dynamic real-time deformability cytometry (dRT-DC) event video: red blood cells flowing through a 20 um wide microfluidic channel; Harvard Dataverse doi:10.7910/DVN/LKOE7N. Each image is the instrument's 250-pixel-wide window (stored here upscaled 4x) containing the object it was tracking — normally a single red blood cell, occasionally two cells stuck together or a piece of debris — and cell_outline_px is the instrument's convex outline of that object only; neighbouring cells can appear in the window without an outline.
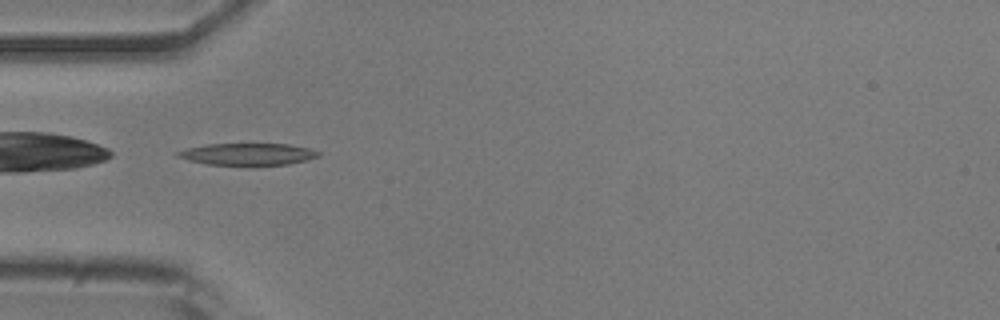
{"species": "common noctule bat (a hibernating species)", "species_latin": "Nyctalus noctula", "temperature_condition": "room temperature", "stored_images_in_passage": 32, "camera_frame_rate_fps": 3000, "um_per_image_px": 0.085, "animal": {"sex": "male", "body_mass_g": 20.5, "forearm_length_mm": 52.5}, "frame": {"image": 1, "passage_image": 1, "time_ms": 0.0, "image_size_px": [1000, 320], "cell_outline_px": [[320, 156], [308, 160], [288, 164], [204, 164], [188, 160], [176, 156], [172, 152], [188, 148], [208, 144], [288, 144], [308, 148], [320, 152]], "centroid_in_image_um": [21.03, 13.09], "position_along_channel_um": 64.0, "area_um2": 17.74}}
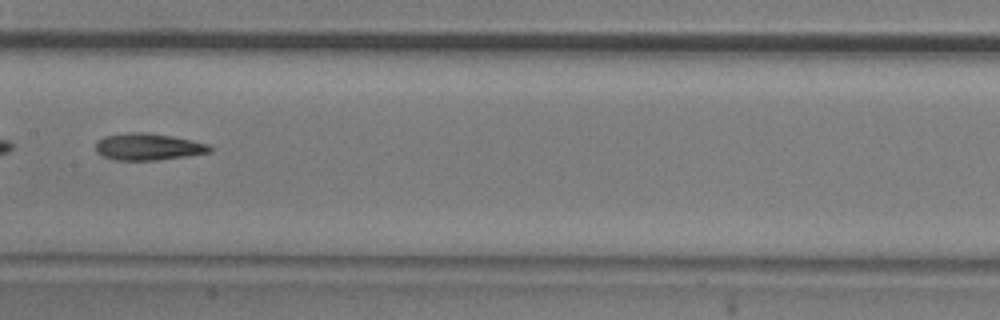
{"frame": {"image": 2, "passage_image": 11, "time_ms": 3.333, "image_size_px": [1000, 320], "cell_outline_px": [[212, 152], [156, 160], [112, 160], [100, 156], [96, 152], [96, 140], [104, 136], [128, 132], [148, 132], [172, 136], [208, 144], [212, 148]], "centroid_in_image_um": [12.53, 12.47], "position_along_channel_um": 194.9, "area_um2": 17.98}}
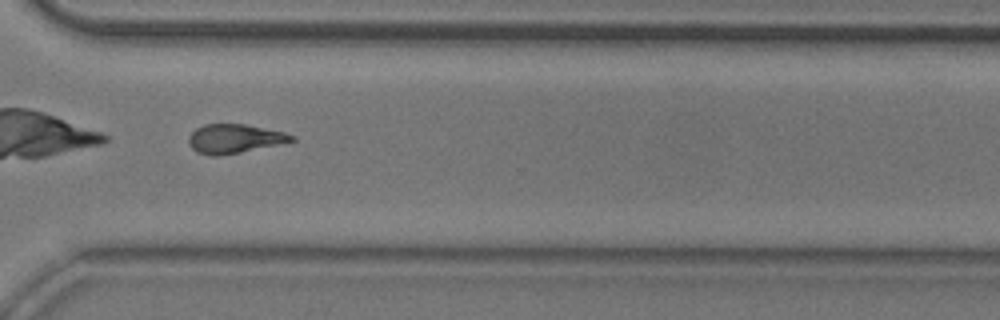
{"frame": {"image": 3, "passage_image": 23, "time_ms": 7.333, "image_size_px": [1000, 320], "cell_outline_px": [[296, 140], [280, 144], [220, 156], [212, 156], [196, 152], [188, 144], [188, 136], [196, 128], [204, 124], [244, 124], [284, 132], [296, 136]], "centroid_in_image_um": [19.91, 11.79], "position_along_channel_um": 350.7, "area_um2": 17.46}, "authors_computed_cell_mechanics": {"area_um2": 17.5423, "velocity_mm_per_s": 3.9066, "shape_relaxation_time_tau1_ms": 4.3401, "shape_relaxation_time_tau2_ms": 4.9657, "deformation_change_tau1": 0.2056, "deformation_change_tau2": 0.1585}}